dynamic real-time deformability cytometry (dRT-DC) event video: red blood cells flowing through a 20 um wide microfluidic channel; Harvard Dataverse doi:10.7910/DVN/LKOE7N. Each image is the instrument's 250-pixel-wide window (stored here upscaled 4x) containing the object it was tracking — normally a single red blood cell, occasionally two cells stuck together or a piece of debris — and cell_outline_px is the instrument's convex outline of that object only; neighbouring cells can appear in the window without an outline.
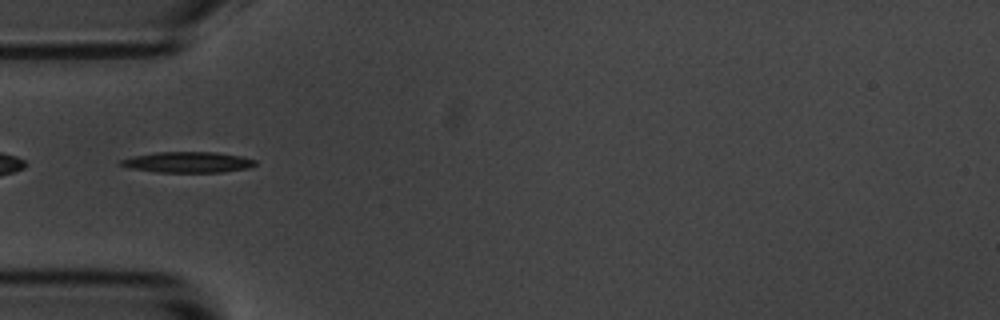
{"species": "common noctule bat (a hibernating species)", "species_latin": "Nyctalus noctula", "temperature_condition": "room temperature", "stored_images_in_passage": 54, "camera_frame_rate_fps": 3000, "um_per_image_px": 0.085, "animal": {"sex": "male", "body_mass_g": 20.1, "forearm_length_mm": 53.5}, "frame": {"image": 1, "passage_image": 16, "time_ms": 5.0, "image_size_px": [1000, 320], "cell_outline_px": [[256, 164], [248, 168], [224, 172], [156, 172], [132, 168], [120, 164], [120, 160], [132, 156], [156, 152], [216, 152], [240, 156], [256, 160]], "centroid_in_image_um": [15.98, 13.78], "position_along_channel_um": 69.0, "area_um2": 16.18}}
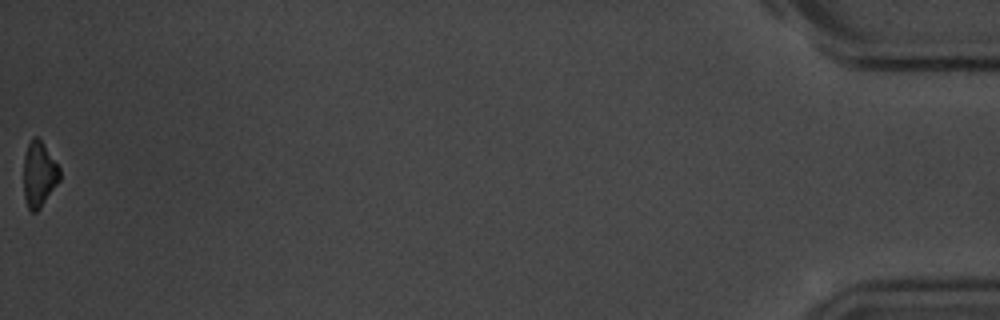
{"frame": {"image": 2, "passage_image": 54, "time_ms": 17.667, "image_size_px": [1000, 320], "cell_outline_px": [[60, 180], [40, 208], [36, 212], [32, 212], [28, 208], [24, 196], [24, 156], [28, 144], [32, 136], [36, 136], [44, 144], [60, 168]], "centroid_in_image_um": [3.32, 14.8], "position_along_channel_um": 431.9, "area_um2": 13.7}, "authors_computed_cell_mechanics": {"area_um2": 16.0684, "velocity_mm_per_s": 3.6516, "shape_relaxation_time_tau1_ms": 1.7499, "shape_relaxation_time_tau2_ms": null, "deformation_change_tau1": 0.1088, "deformation_change_tau2": null}}